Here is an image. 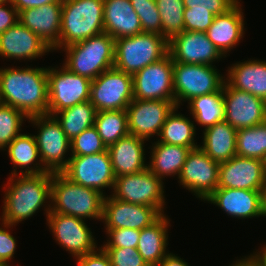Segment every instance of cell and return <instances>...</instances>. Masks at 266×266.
<instances>
[{"instance_id":"obj_1","label":"cell","mask_w":266,"mask_h":266,"mask_svg":"<svg viewBox=\"0 0 266 266\" xmlns=\"http://www.w3.org/2000/svg\"><path fill=\"white\" fill-rule=\"evenodd\" d=\"M47 70L46 67H1L0 103L18 109L28 118L47 115Z\"/></svg>"},{"instance_id":"obj_40","label":"cell","mask_w":266,"mask_h":266,"mask_svg":"<svg viewBox=\"0 0 266 266\" xmlns=\"http://www.w3.org/2000/svg\"><path fill=\"white\" fill-rule=\"evenodd\" d=\"M70 146L71 154L69 156H85L107 150L94 125L85 129L71 140Z\"/></svg>"},{"instance_id":"obj_22","label":"cell","mask_w":266,"mask_h":266,"mask_svg":"<svg viewBox=\"0 0 266 266\" xmlns=\"http://www.w3.org/2000/svg\"><path fill=\"white\" fill-rule=\"evenodd\" d=\"M19 22L37 34L52 50H59L62 2L27 8L18 13Z\"/></svg>"},{"instance_id":"obj_9","label":"cell","mask_w":266,"mask_h":266,"mask_svg":"<svg viewBox=\"0 0 266 266\" xmlns=\"http://www.w3.org/2000/svg\"><path fill=\"white\" fill-rule=\"evenodd\" d=\"M164 182L148 168L135 174L116 177L111 195L124 202L154 207L164 214Z\"/></svg>"},{"instance_id":"obj_35","label":"cell","mask_w":266,"mask_h":266,"mask_svg":"<svg viewBox=\"0 0 266 266\" xmlns=\"http://www.w3.org/2000/svg\"><path fill=\"white\" fill-rule=\"evenodd\" d=\"M94 126L106 147L129 134L127 111L96 112Z\"/></svg>"},{"instance_id":"obj_29","label":"cell","mask_w":266,"mask_h":266,"mask_svg":"<svg viewBox=\"0 0 266 266\" xmlns=\"http://www.w3.org/2000/svg\"><path fill=\"white\" fill-rule=\"evenodd\" d=\"M170 219L168 215L162 214L150 226L140 230L137 250L149 266L160 263L169 253L168 247V227Z\"/></svg>"},{"instance_id":"obj_10","label":"cell","mask_w":266,"mask_h":266,"mask_svg":"<svg viewBox=\"0 0 266 266\" xmlns=\"http://www.w3.org/2000/svg\"><path fill=\"white\" fill-rule=\"evenodd\" d=\"M28 120L39 129L34 137L43 166L50 172H61L70 161V157L65 155L71 150V141L60 123L48 114L30 117Z\"/></svg>"},{"instance_id":"obj_48","label":"cell","mask_w":266,"mask_h":266,"mask_svg":"<svg viewBox=\"0 0 266 266\" xmlns=\"http://www.w3.org/2000/svg\"><path fill=\"white\" fill-rule=\"evenodd\" d=\"M18 13L27 8H37L50 3L63 2V0H9Z\"/></svg>"},{"instance_id":"obj_32","label":"cell","mask_w":266,"mask_h":266,"mask_svg":"<svg viewBox=\"0 0 266 266\" xmlns=\"http://www.w3.org/2000/svg\"><path fill=\"white\" fill-rule=\"evenodd\" d=\"M179 107H175L168 115L162 126L157 142L185 146L188 148H197L200 145L195 142L196 125L190 117L178 113Z\"/></svg>"},{"instance_id":"obj_4","label":"cell","mask_w":266,"mask_h":266,"mask_svg":"<svg viewBox=\"0 0 266 266\" xmlns=\"http://www.w3.org/2000/svg\"><path fill=\"white\" fill-rule=\"evenodd\" d=\"M103 0H63L59 50L104 33Z\"/></svg>"},{"instance_id":"obj_33","label":"cell","mask_w":266,"mask_h":266,"mask_svg":"<svg viewBox=\"0 0 266 266\" xmlns=\"http://www.w3.org/2000/svg\"><path fill=\"white\" fill-rule=\"evenodd\" d=\"M188 111L194 121L204 129L224 120V100L222 88L215 93L192 98Z\"/></svg>"},{"instance_id":"obj_41","label":"cell","mask_w":266,"mask_h":266,"mask_svg":"<svg viewBox=\"0 0 266 266\" xmlns=\"http://www.w3.org/2000/svg\"><path fill=\"white\" fill-rule=\"evenodd\" d=\"M108 240L101 248H137L140 230L119 228L106 232Z\"/></svg>"},{"instance_id":"obj_46","label":"cell","mask_w":266,"mask_h":266,"mask_svg":"<svg viewBox=\"0 0 266 266\" xmlns=\"http://www.w3.org/2000/svg\"><path fill=\"white\" fill-rule=\"evenodd\" d=\"M19 21L17 9L9 0L0 4V33L5 32L9 27L14 26Z\"/></svg>"},{"instance_id":"obj_44","label":"cell","mask_w":266,"mask_h":266,"mask_svg":"<svg viewBox=\"0 0 266 266\" xmlns=\"http://www.w3.org/2000/svg\"><path fill=\"white\" fill-rule=\"evenodd\" d=\"M238 2L239 0H183L185 8L207 9L215 16L227 13Z\"/></svg>"},{"instance_id":"obj_53","label":"cell","mask_w":266,"mask_h":266,"mask_svg":"<svg viewBox=\"0 0 266 266\" xmlns=\"http://www.w3.org/2000/svg\"><path fill=\"white\" fill-rule=\"evenodd\" d=\"M0 266H11V265H7V264H0Z\"/></svg>"},{"instance_id":"obj_8","label":"cell","mask_w":266,"mask_h":266,"mask_svg":"<svg viewBox=\"0 0 266 266\" xmlns=\"http://www.w3.org/2000/svg\"><path fill=\"white\" fill-rule=\"evenodd\" d=\"M50 67L48 80V115L90 100L91 83L87 77L70 72L66 67Z\"/></svg>"},{"instance_id":"obj_15","label":"cell","mask_w":266,"mask_h":266,"mask_svg":"<svg viewBox=\"0 0 266 266\" xmlns=\"http://www.w3.org/2000/svg\"><path fill=\"white\" fill-rule=\"evenodd\" d=\"M132 77L134 99L174 101L173 60L169 53Z\"/></svg>"},{"instance_id":"obj_45","label":"cell","mask_w":266,"mask_h":266,"mask_svg":"<svg viewBox=\"0 0 266 266\" xmlns=\"http://www.w3.org/2000/svg\"><path fill=\"white\" fill-rule=\"evenodd\" d=\"M0 224H2V227L0 226V264L9 265V261L13 259L16 252L17 240L9 231V228H13L12 225L3 222Z\"/></svg>"},{"instance_id":"obj_3","label":"cell","mask_w":266,"mask_h":266,"mask_svg":"<svg viewBox=\"0 0 266 266\" xmlns=\"http://www.w3.org/2000/svg\"><path fill=\"white\" fill-rule=\"evenodd\" d=\"M104 197L95 189L72 182L61 172H53L50 208L54 213L101 221Z\"/></svg>"},{"instance_id":"obj_37","label":"cell","mask_w":266,"mask_h":266,"mask_svg":"<svg viewBox=\"0 0 266 266\" xmlns=\"http://www.w3.org/2000/svg\"><path fill=\"white\" fill-rule=\"evenodd\" d=\"M161 17L162 36L168 41L184 31L183 0H155Z\"/></svg>"},{"instance_id":"obj_17","label":"cell","mask_w":266,"mask_h":266,"mask_svg":"<svg viewBox=\"0 0 266 266\" xmlns=\"http://www.w3.org/2000/svg\"><path fill=\"white\" fill-rule=\"evenodd\" d=\"M175 101L133 99L126 108L129 134L148 141L159 136Z\"/></svg>"},{"instance_id":"obj_12","label":"cell","mask_w":266,"mask_h":266,"mask_svg":"<svg viewBox=\"0 0 266 266\" xmlns=\"http://www.w3.org/2000/svg\"><path fill=\"white\" fill-rule=\"evenodd\" d=\"M61 173L72 182L95 189L104 196L107 193L103 189L112 190L116 179L108 150L85 156H71Z\"/></svg>"},{"instance_id":"obj_42","label":"cell","mask_w":266,"mask_h":266,"mask_svg":"<svg viewBox=\"0 0 266 266\" xmlns=\"http://www.w3.org/2000/svg\"><path fill=\"white\" fill-rule=\"evenodd\" d=\"M112 266H149L136 248H102Z\"/></svg>"},{"instance_id":"obj_11","label":"cell","mask_w":266,"mask_h":266,"mask_svg":"<svg viewBox=\"0 0 266 266\" xmlns=\"http://www.w3.org/2000/svg\"><path fill=\"white\" fill-rule=\"evenodd\" d=\"M133 99L132 75L115 67L92 80L89 101L97 112L126 110Z\"/></svg>"},{"instance_id":"obj_38","label":"cell","mask_w":266,"mask_h":266,"mask_svg":"<svg viewBox=\"0 0 266 266\" xmlns=\"http://www.w3.org/2000/svg\"><path fill=\"white\" fill-rule=\"evenodd\" d=\"M29 118L18 109L0 103V150H4L20 133Z\"/></svg>"},{"instance_id":"obj_31","label":"cell","mask_w":266,"mask_h":266,"mask_svg":"<svg viewBox=\"0 0 266 266\" xmlns=\"http://www.w3.org/2000/svg\"><path fill=\"white\" fill-rule=\"evenodd\" d=\"M151 144L148 169L162 180L167 176L179 177L189 152L194 149L157 142V139Z\"/></svg>"},{"instance_id":"obj_26","label":"cell","mask_w":266,"mask_h":266,"mask_svg":"<svg viewBox=\"0 0 266 266\" xmlns=\"http://www.w3.org/2000/svg\"><path fill=\"white\" fill-rule=\"evenodd\" d=\"M104 1V33L114 39L131 37L143 33L139 16L130 0Z\"/></svg>"},{"instance_id":"obj_21","label":"cell","mask_w":266,"mask_h":266,"mask_svg":"<svg viewBox=\"0 0 266 266\" xmlns=\"http://www.w3.org/2000/svg\"><path fill=\"white\" fill-rule=\"evenodd\" d=\"M53 52L52 48L37 34L19 21L0 33V56L15 60H34Z\"/></svg>"},{"instance_id":"obj_47","label":"cell","mask_w":266,"mask_h":266,"mask_svg":"<svg viewBox=\"0 0 266 266\" xmlns=\"http://www.w3.org/2000/svg\"><path fill=\"white\" fill-rule=\"evenodd\" d=\"M77 266H112L106 252L99 247L96 251L76 258Z\"/></svg>"},{"instance_id":"obj_13","label":"cell","mask_w":266,"mask_h":266,"mask_svg":"<svg viewBox=\"0 0 266 266\" xmlns=\"http://www.w3.org/2000/svg\"><path fill=\"white\" fill-rule=\"evenodd\" d=\"M46 220L55 241L75 257L74 259L98 249L94 235L85 220L52 211Z\"/></svg>"},{"instance_id":"obj_39","label":"cell","mask_w":266,"mask_h":266,"mask_svg":"<svg viewBox=\"0 0 266 266\" xmlns=\"http://www.w3.org/2000/svg\"><path fill=\"white\" fill-rule=\"evenodd\" d=\"M139 16L143 33L162 35L161 17L155 0H130Z\"/></svg>"},{"instance_id":"obj_25","label":"cell","mask_w":266,"mask_h":266,"mask_svg":"<svg viewBox=\"0 0 266 266\" xmlns=\"http://www.w3.org/2000/svg\"><path fill=\"white\" fill-rule=\"evenodd\" d=\"M145 141L128 134L107 147L115 177L139 173L148 168L145 163Z\"/></svg>"},{"instance_id":"obj_34","label":"cell","mask_w":266,"mask_h":266,"mask_svg":"<svg viewBox=\"0 0 266 266\" xmlns=\"http://www.w3.org/2000/svg\"><path fill=\"white\" fill-rule=\"evenodd\" d=\"M96 109L90 101L65 108L53 116L60 123L62 130L71 141L95 122Z\"/></svg>"},{"instance_id":"obj_6","label":"cell","mask_w":266,"mask_h":266,"mask_svg":"<svg viewBox=\"0 0 266 266\" xmlns=\"http://www.w3.org/2000/svg\"><path fill=\"white\" fill-rule=\"evenodd\" d=\"M168 53V40L159 34L140 33L115 39L113 67L133 76Z\"/></svg>"},{"instance_id":"obj_7","label":"cell","mask_w":266,"mask_h":266,"mask_svg":"<svg viewBox=\"0 0 266 266\" xmlns=\"http://www.w3.org/2000/svg\"><path fill=\"white\" fill-rule=\"evenodd\" d=\"M216 66L186 64L173 61L174 101L180 108L182 102L192 98L218 92L225 82V76Z\"/></svg>"},{"instance_id":"obj_28","label":"cell","mask_w":266,"mask_h":266,"mask_svg":"<svg viewBox=\"0 0 266 266\" xmlns=\"http://www.w3.org/2000/svg\"><path fill=\"white\" fill-rule=\"evenodd\" d=\"M199 146L213 161L226 162L236 156L237 130L225 120L203 130Z\"/></svg>"},{"instance_id":"obj_24","label":"cell","mask_w":266,"mask_h":266,"mask_svg":"<svg viewBox=\"0 0 266 266\" xmlns=\"http://www.w3.org/2000/svg\"><path fill=\"white\" fill-rule=\"evenodd\" d=\"M240 1L227 13L216 15L212 25L207 29L208 39L219 52L226 57L235 48L245 34L244 13Z\"/></svg>"},{"instance_id":"obj_50","label":"cell","mask_w":266,"mask_h":266,"mask_svg":"<svg viewBox=\"0 0 266 266\" xmlns=\"http://www.w3.org/2000/svg\"><path fill=\"white\" fill-rule=\"evenodd\" d=\"M254 266H266V245H264L260 252L257 251L246 257Z\"/></svg>"},{"instance_id":"obj_43","label":"cell","mask_w":266,"mask_h":266,"mask_svg":"<svg viewBox=\"0 0 266 266\" xmlns=\"http://www.w3.org/2000/svg\"><path fill=\"white\" fill-rule=\"evenodd\" d=\"M215 15L207 9H184V30L206 33Z\"/></svg>"},{"instance_id":"obj_16","label":"cell","mask_w":266,"mask_h":266,"mask_svg":"<svg viewBox=\"0 0 266 266\" xmlns=\"http://www.w3.org/2000/svg\"><path fill=\"white\" fill-rule=\"evenodd\" d=\"M224 120L236 130L266 122V101L224 82Z\"/></svg>"},{"instance_id":"obj_51","label":"cell","mask_w":266,"mask_h":266,"mask_svg":"<svg viewBox=\"0 0 266 266\" xmlns=\"http://www.w3.org/2000/svg\"><path fill=\"white\" fill-rule=\"evenodd\" d=\"M261 201H262V213L263 216H266V182L261 189Z\"/></svg>"},{"instance_id":"obj_27","label":"cell","mask_w":266,"mask_h":266,"mask_svg":"<svg viewBox=\"0 0 266 266\" xmlns=\"http://www.w3.org/2000/svg\"><path fill=\"white\" fill-rule=\"evenodd\" d=\"M225 82L232 88L248 92L266 101V61L248 59L226 70Z\"/></svg>"},{"instance_id":"obj_49","label":"cell","mask_w":266,"mask_h":266,"mask_svg":"<svg viewBox=\"0 0 266 266\" xmlns=\"http://www.w3.org/2000/svg\"><path fill=\"white\" fill-rule=\"evenodd\" d=\"M155 266H189V264L177 256V254L168 253L165 258Z\"/></svg>"},{"instance_id":"obj_20","label":"cell","mask_w":266,"mask_h":266,"mask_svg":"<svg viewBox=\"0 0 266 266\" xmlns=\"http://www.w3.org/2000/svg\"><path fill=\"white\" fill-rule=\"evenodd\" d=\"M169 54L174 62L186 64L213 65L225 58L206 33L182 31L168 41Z\"/></svg>"},{"instance_id":"obj_2","label":"cell","mask_w":266,"mask_h":266,"mask_svg":"<svg viewBox=\"0 0 266 266\" xmlns=\"http://www.w3.org/2000/svg\"><path fill=\"white\" fill-rule=\"evenodd\" d=\"M52 176L53 172L50 171L41 174L10 175L4 185L1 222L15 227L21 221L32 217L43 206L47 218L51 212Z\"/></svg>"},{"instance_id":"obj_30","label":"cell","mask_w":266,"mask_h":266,"mask_svg":"<svg viewBox=\"0 0 266 266\" xmlns=\"http://www.w3.org/2000/svg\"><path fill=\"white\" fill-rule=\"evenodd\" d=\"M4 150L8 152L10 161L15 168L11 171V175L49 172L41 162L34 135L20 133ZM17 167L21 168L20 172L17 171Z\"/></svg>"},{"instance_id":"obj_52","label":"cell","mask_w":266,"mask_h":266,"mask_svg":"<svg viewBox=\"0 0 266 266\" xmlns=\"http://www.w3.org/2000/svg\"><path fill=\"white\" fill-rule=\"evenodd\" d=\"M234 263L230 266H254L245 256V258L237 259L236 261H233Z\"/></svg>"},{"instance_id":"obj_5","label":"cell","mask_w":266,"mask_h":266,"mask_svg":"<svg viewBox=\"0 0 266 266\" xmlns=\"http://www.w3.org/2000/svg\"><path fill=\"white\" fill-rule=\"evenodd\" d=\"M65 52L63 66L70 72L96 79L102 72L114 66L115 39L102 33L79 43L61 48Z\"/></svg>"},{"instance_id":"obj_36","label":"cell","mask_w":266,"mask_h":266,"mask_svg":"<svg viewBox=\"0 0 266 266\" xmlns=\"http://www.w3.org/2000/svg\"><path fill=\"white\" fill-rule=\"evenodd\" d=\"M236 155L266 162V122L237 130Z\"/></svg>"},{"instance_id":"obj_19","label":"cell","mask_w":266,"mask_h":266,"mask_svg":"<svg viewBox=\"0 0 266 266\" xmlns=\"http://www.w3.org/2000/svg\"><path fill=\"white\" fill-rule=\"evenodd\" d=\"M160 216L154 207L120 201L112 195H107L103 201L101 222L105 224V232L119 228L142 230Z\"/></svg>"},{"instance_id":"obj_14","label":"cell","mask_w":266,"mask_h":266,"mask_svg":"<svg viewBox=\"0 0 266 266\" xmlns=\"http://www.w3.org/2000/svg\"><path fill=\"white\" fill-rule=\"evenodd\" d=\"M220 163L213 161L200 147L191 149L179 174V183L205 201L218 188Z\"/></svg>"},{"instance_id":"obj_23","label":"cell","mask_w":266,"mask_h":266,"mask_svg":"<svg viewBox=\"0 0 266 266\" xmlns=\"http://www.w3.org/2000/svg\"><path fill=\"white\" fill-rule=\"evenodd\" d=\"M206 201L220 207L228 216L238 220L264 217L261 191L217 188Z\"/></svg>"},{"instance_id":"obj_18","label":"cell","mask_w":266,"mask_h":266,"mask_svg":"<svg viewBox=\"0 0 266 266\" xmlns=\"http://www.w3.org/2000/svg\"><path fill=\"white\" fill-rule=\"evenodd\" d=\"M266 182V162L234 156L220 163L218 188L261 191Z\"/></svg>"}]
</instances>
